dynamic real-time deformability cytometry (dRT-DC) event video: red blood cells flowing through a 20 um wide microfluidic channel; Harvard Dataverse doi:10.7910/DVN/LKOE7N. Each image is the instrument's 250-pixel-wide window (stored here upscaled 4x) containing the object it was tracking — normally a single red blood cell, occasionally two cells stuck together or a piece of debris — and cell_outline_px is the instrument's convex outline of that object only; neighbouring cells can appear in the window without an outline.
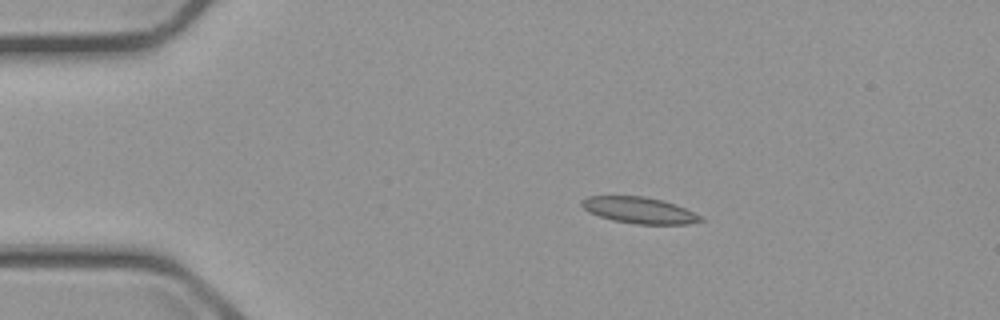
{"species": "common noctule bat (a hibernating species)", "species_latin": "Nyctalus noctula", "temperature_condition": "cold", "stored_images_in_passage": 5, "camera_frame_rate_fps": 3000, "um_per_image_px": 0.085, "animal": {"sex": "male", "body_mass_g": 23.1, "forearm_length_mm": 52.7}, "frame": {"image": 1, "passage_image": 2, "time_ms": 1.333, "image_size_px": [1000, 320], "cell_outline_px": [[704, 220], [688, 224], [636, 224], [612, 220], [588, 212], [580, 204], [580, 200], [588, 196], [644, 196], [660, 200], [684, 208], [700, 216]], "centroid_in_image_um": [54.27, 17.87], "position_along_channel_um": 30.7, "area_um2": 17.98}}
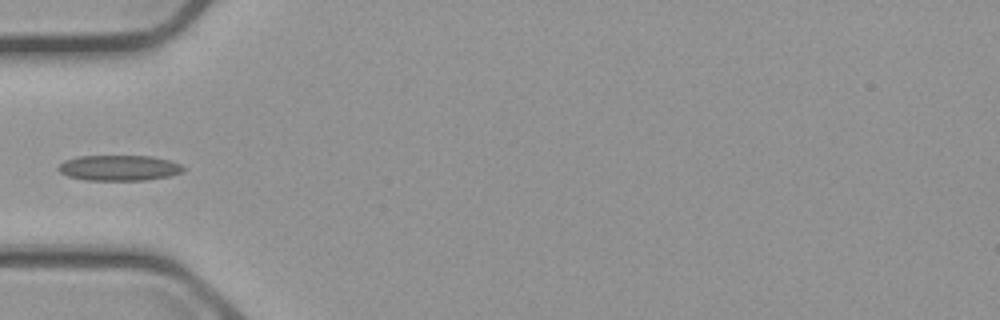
{"frame": {"image": 2, "passage_image": 4, "time_ms": 4.0, "image_size_px": [1000, 320], "cell_outline_px": [[184, 172], [168, 176], [144, 180], [84, 180], [68, 176], [60, 172], [56, 168], [64, 160], [76, 156], [152, 156], [168, 160], [180, 164], [184, 168]], "centroid_in_image_um": [10.09, 14.27], "position_along_channel_um": 74.9, "area_um2": 18.61}}
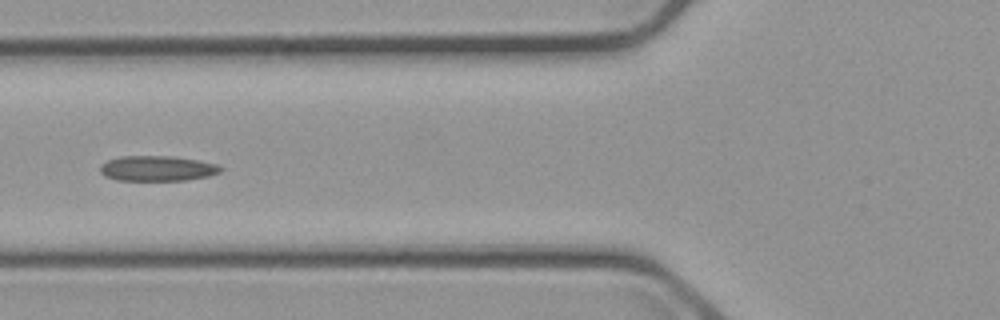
{"frame": {"image": 3, "passage_image": 5, "time_ms": 5.0, "image_size_px": [1000, 320], "cell_outline_px": [[224, 168], [220, 172], [208, 176], [184, 180], [116, 180], [104, 176], [100, 172], [100, 164], [108, 160], [120, 156], [172, 156], [200, 160], [216, 164]], "centroid_in_image_um": [13.35, 14.31], "position_along_channel_um": 112.4, "area_um2": 17.8}}